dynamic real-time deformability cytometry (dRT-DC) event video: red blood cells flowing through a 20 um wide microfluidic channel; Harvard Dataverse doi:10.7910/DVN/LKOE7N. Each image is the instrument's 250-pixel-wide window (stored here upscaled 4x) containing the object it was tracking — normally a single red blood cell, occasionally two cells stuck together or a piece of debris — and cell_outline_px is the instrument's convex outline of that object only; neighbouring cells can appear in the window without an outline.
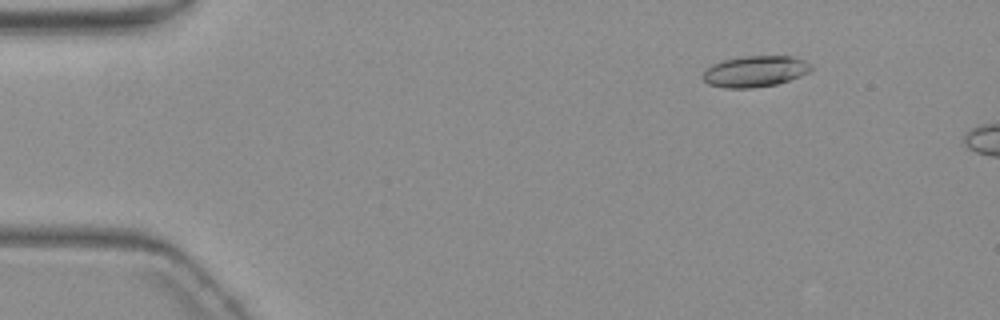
{"species": "common noctule bat (a hibernating species)", "species_latin": "Nyctalus noctula", "temperature_condition": "warm", "stored_images_in_passage": 4, "camera_frame_rate_fps": 3000, "um_per_image_px": 0.085, "animal": {"sex": "female", "body_mass_g": 19.3, "forearm_length_mm": 54.1}, "frame": {"image": 1, "passage_image": 2, "time_ms": 1.333, "image_size_px": [1000, 320], "cell_outline_px": [[812, 68], [808, 72], [800, 76], [776, 84], [752, 88], [724, 88], [708, 84], [700, 76], [712, 64], [720, 60], [740, 56], [796, 56], [812, 64]], "centroid_in_image_um": [64.16, 6.05], "position_along_channel_um": 20.8, "area_um2": 19.83}}